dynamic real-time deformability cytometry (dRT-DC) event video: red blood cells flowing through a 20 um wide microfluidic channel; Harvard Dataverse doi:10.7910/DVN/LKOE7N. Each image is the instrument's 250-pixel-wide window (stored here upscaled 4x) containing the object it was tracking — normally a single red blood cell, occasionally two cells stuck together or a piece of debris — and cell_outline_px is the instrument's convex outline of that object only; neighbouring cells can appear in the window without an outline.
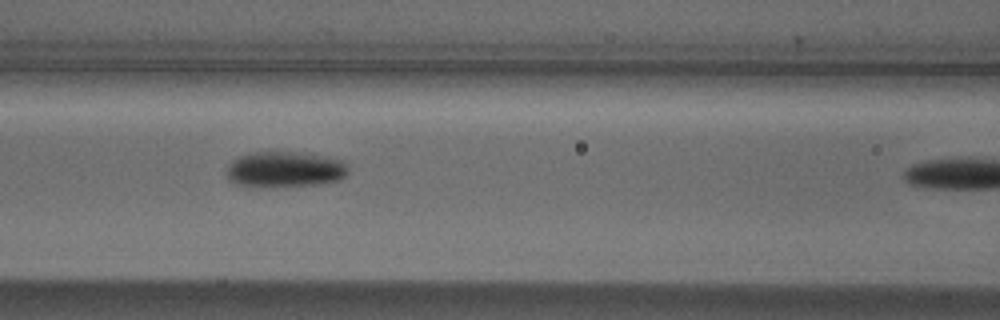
{"species": "Egyptian fruit bat (a non-hibernating species)", "species_latin": "Rousettus aegyptiacus", "temperature_condition": "cold", "stored_images_in_passage": 11, "camera_frame_rate_fps": 3000, "um_per_image_px": 0.085, "animal": {"sex": "male"}, "frame": {"image": 1, "passage_image": 7, "time_ms": 2.0, "image_size_px": [1000, 320], "cell_outline_px": [[348, 172], [344, 176], [336, 180], [316, 184], [236, 184], [228, 180], [224, 172], [228, 164], [236, 156], [248, 152], [276, 148], [304, 152], [328, 156], [344, 160], [348, 164]], "centroid_in_image_um": [24.18, 14.27], "position_along_channel_um": 142.4, "area_um2": 25.78}}
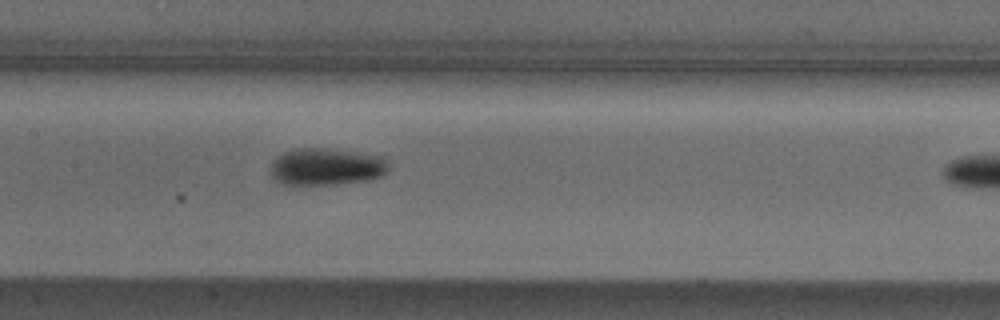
{"frame": {"image": 2, "passage_image": 10, "time_ms": 3.0, "image_size_px": [1000, 320], "cell_outline_px": [[388, 172], [380, 176], [368, 180], [336, 184], [280, 184], [268, 172], [272, 160], [276, 156], [292, 148], [328, 148], [384, 156], [388, 160]], "centroid_in_image_um": [27.71, 14.15], "position_along_channel_um": 179.7, "area_um2": 25.95}}